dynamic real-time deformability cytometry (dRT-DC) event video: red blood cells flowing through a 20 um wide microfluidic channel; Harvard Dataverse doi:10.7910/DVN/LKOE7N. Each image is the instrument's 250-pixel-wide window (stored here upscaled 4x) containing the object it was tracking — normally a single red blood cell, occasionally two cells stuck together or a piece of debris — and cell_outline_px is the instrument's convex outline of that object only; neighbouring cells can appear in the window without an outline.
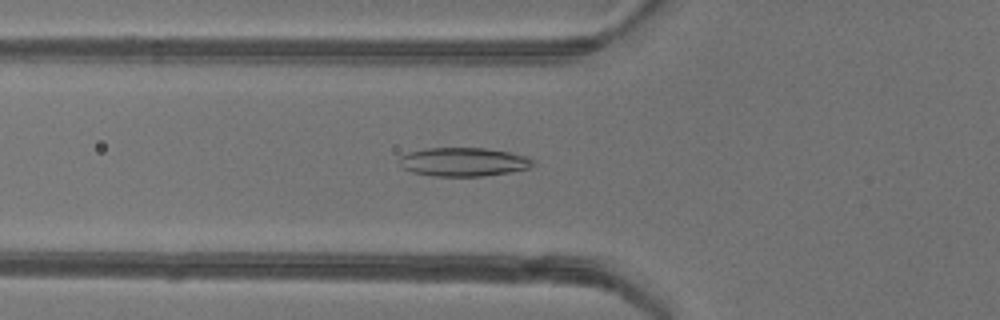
{"species": "common noctule bat (a hibernating species)", "species_latin": "Nyctalus noctula", "temperature_condition": "warm", "stored_images_in_passage": 49, "camera_frame_rate_fps": 3000, "um_per_image_px": 0.085, "animal": {"sex": "female"}, "frame": {"image": 1, "passage_image": 18, "time_ms": 5.667, "image_size_px": [1000, 320], "cell_outline_px": [[536, 164], [528, 168], [512, 172], [484, 176], [432, 176], [412, 172], [404, 168], [396, 160], [400, 156], [408, 152], [428, 148], [484, 148], [508, 152], [528, 156]], "centroid_in_image_um": [39.39, 13.76], "position_along_channel_um": 86.4, "area_um2": 22.48}}
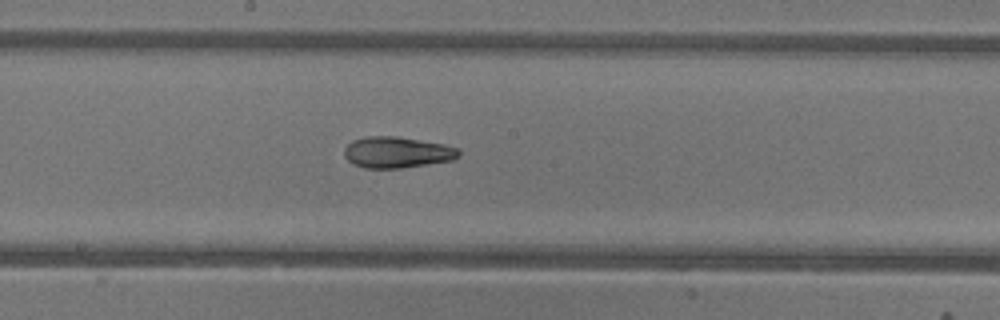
{"frame": {"image": 2, "passage_image": 27, "time_ms": 8.667, "image_size_px": [1000, 320], "cell_outline_px": [[460, 156], [452, 160], [428, 164], [400, 168], [364, 168], [348, 160], [344, 156], [344, 148], [352, 140], [368, 136], [396, 136], [444, 144], [460, 148]], "centroid_in_image_um": [33.76, 12.94], "position_along_channel_um": 214.4, "area_um2": 20.81}}
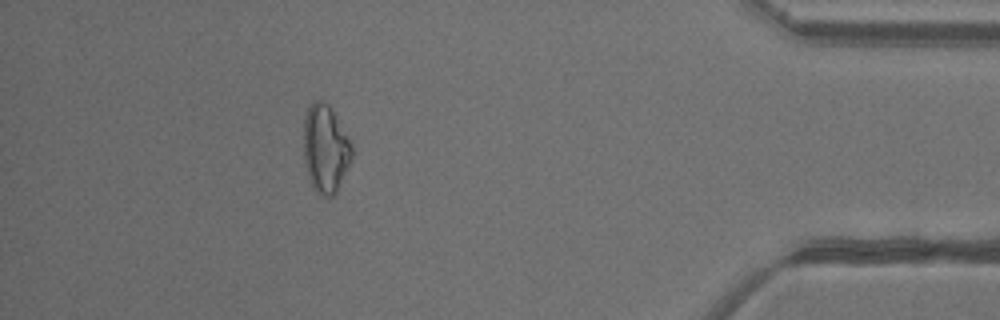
{"frame": {"image": 3, "passage_image": 44, "time_ms": 14.333, "image_size_px": [1000, 320], "cell_outline_px": [[352, 156], [336, 192], [328, 200], [320, 196], [316, 192], [308, 176], [304, 160], [304, 116], [312, 100], [324, 100], [332, 108], [348, 136], [352, 148]], "centroid_in_image_um": [27.65, 12.62], "position_along_channel_um": 407.6, "area_um2": 24.85}, "authors_computed_cell_mechanics": {"area_um2": 23.409, "velocity_mm_per_s": 4.2356, "shape_relaxation_time_tau1_ms": null, "shape_relaxation_time_tau2_ms": 4.1257, "deformation_change_tau1": null, "deformation_change_tau2": 0.1103}}